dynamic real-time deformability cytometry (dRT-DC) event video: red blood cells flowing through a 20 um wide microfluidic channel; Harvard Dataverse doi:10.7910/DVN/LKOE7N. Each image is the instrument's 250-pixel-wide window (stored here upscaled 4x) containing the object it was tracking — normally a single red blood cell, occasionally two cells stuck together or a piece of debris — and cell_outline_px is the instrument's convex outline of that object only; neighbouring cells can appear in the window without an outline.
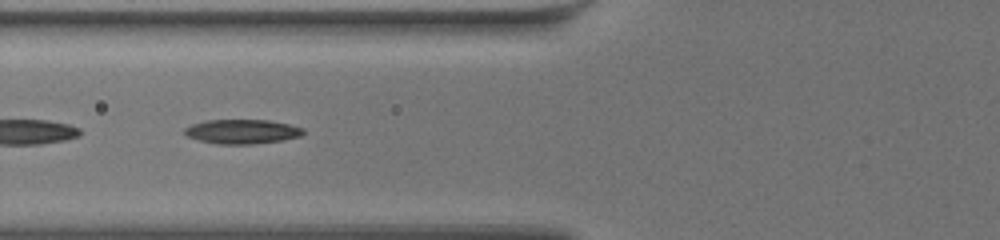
{"species": "common noctule bat (a hibernating species)", "species_latin": "Nyctalus noctula", "temperature_condition": "warm", "stored_images_in_passage": 61, "segment_of_instrument_passage": [2, 2], "camera_frame_rate_fps": 3000, "um_per_image_px": 0.085, "animal": {"sex": "female", "body_mass_g": 19.5, "forearm_length_mm": 54.1}, "frame": {"image": 1, "passage_image": 26, "time_ms": 8.333, "image_size_px": [1000, 240], "cell_outline_px": [[304, 132], [300, 136], [284, 140], [252, 144], [216, 144], [200, 140], [188, 136], [184, 132], [184, 128], [192, 124], [204, 120], [268, 120], [288, 124], [304, 128]], "centroid_in_image_um": [20.58, 11.18], "position_along_channel_um": 105.2, "area_um2": 16.82}}
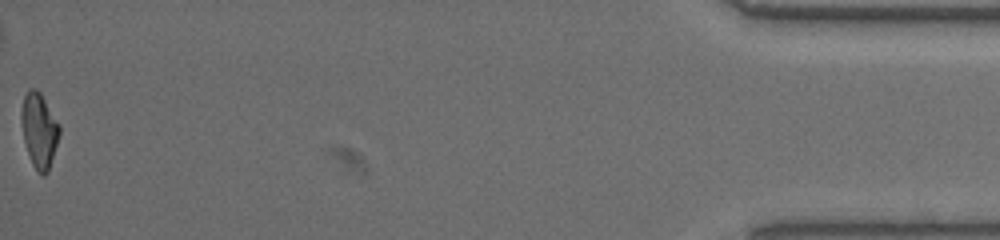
{"frame": {"image": 2, "passage_image": 61, "time_ms": 20.0, "image_size_px": [1000, 240], "cell_outline_px": [[60, 132], [48, 172], [44, 176], [36, 172], [32, 164], [24, 140], [20, 120], [20, 112], [24, 96], [28, 88], [36, 88], [40, 92], [60, 124]], "centroid_in_image_um": [3.32, 11.06], "position_along_channel_um": 431.9, "area_um2": 16.7}}